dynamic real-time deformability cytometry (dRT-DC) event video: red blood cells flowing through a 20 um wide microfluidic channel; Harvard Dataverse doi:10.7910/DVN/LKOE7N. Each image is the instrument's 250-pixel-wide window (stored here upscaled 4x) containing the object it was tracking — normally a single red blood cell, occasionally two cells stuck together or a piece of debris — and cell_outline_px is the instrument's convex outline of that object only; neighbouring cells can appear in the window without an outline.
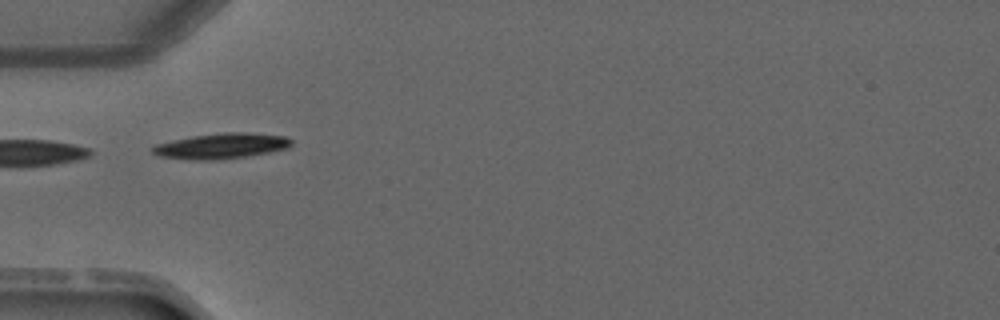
{"species": "common noctule bat (a hibernating species)", "species_latin": "Nyctalus noctula", "temperature_condition": "warm", "stored_images_in_passage": 3, "camera_frame_rate_fps": 3000, "um_per_image_px": 0.085, "animal": {"sex": "male", "forearm_length_mm": 52.5}, "frame": {"image": 1, "passage_image": 2, "time_ms": 1.333, "image_size_px": [1000, 320], "cell_outline_px": [[292, 144], [288, 148], [268, 152], [244, 156], [216, 160], [188, 160], [160, 156], [152, 152], [152, 148], [156, 144], [172, 140], [192, 136], [224, 132], [244, 132], [288, 136], [292, 140]], "centroid_in_image_um": [18.82, 12.4], "position_along_channel_um": 66.2, "area_um2": 20.58}}
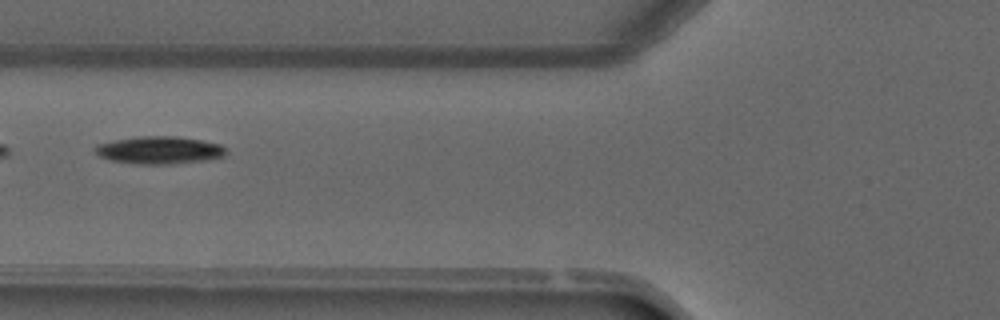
{"frame": {"image": 2, "passage_image": 3, "time_ms": 2.333, "image_size_px": [1000, 320], "cell_outline_px": [[224, 156], [204, 160], [172, 164], [132, 164], [108, 160], [100, 156], [92, 148], [96, 144], [116, 140], [140, 136], [176, 136], [200, 140], [220, 144], [224, 148]], "centroid_in_image_um": [13.47, 12.77], "position_along_channel_um": 112.3, "area_um2": 20.98}}